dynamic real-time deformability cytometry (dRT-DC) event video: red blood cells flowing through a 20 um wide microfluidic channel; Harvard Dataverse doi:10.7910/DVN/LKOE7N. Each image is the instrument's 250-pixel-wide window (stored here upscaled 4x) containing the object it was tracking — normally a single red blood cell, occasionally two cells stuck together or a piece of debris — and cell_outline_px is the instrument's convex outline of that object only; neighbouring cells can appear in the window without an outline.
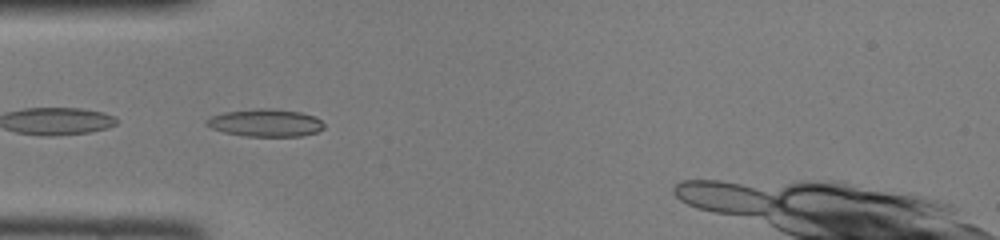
{"species": "common noctule bat (a hibernating species)", "species_latin": "Nyctalus noctula", "temperature_condition": "room temperature", "stored_images_in_passage": 30, "camera_frame_rate_fps": 3000, "um_per_image_px": 0.085, "animal": {"sex": "female", "body_mass_g": 22.0, "forearm_length_mm": 56.7}, "frame": {"image": 1, "passage_image": 1, "time_ms": 0.0, "image_size_px": [1000, 240], "cell_outline_px": [[324, 128], [316, 132], [300, 136], [244, 136], [224, 132], [212, 128], [204, 124], [204, 120], [212, 116], [224, 112], [256, 108], [276, 108], [300, 112], [312, 116], [320, 120], [324, 124]], "centroid_in_image_um": [22.53, 10.43], "position_along_channel_um": 62.5, "area_um2": 18.9}}
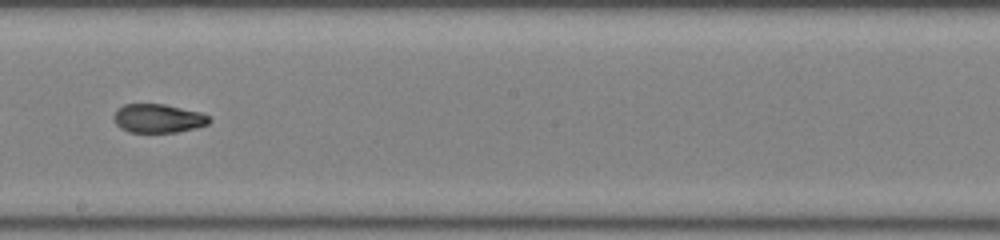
{"frame": {"image": 2, "passage_image": 13, "time_ms": 4.0, "image_size_px": [1000, 240], "cell_outline_px": [[212, 120], [208, 124], [196, 128], [176, 132], [128, 132], [120, 128], [116, 124], [112, 116], [124, 104], [164, 104], [200, 112], [208, 116]], "centroid_in_image_um": [13.44, 10.07], "position_along_channel_um": 234.8, "area_um2": 15.95}}
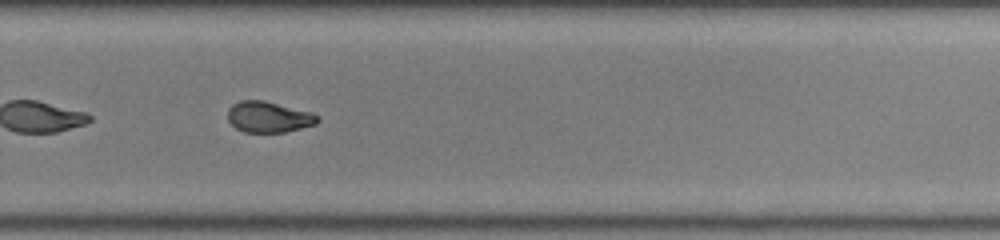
{"frame": {"image": 3, "passage_image": 18, "time_ms": 5.667, "image_size_px": [1000, 240], "cell_outline_px": [[320, 120], [316, 124], [284, 132], [244, 132], [236, 128], [228, 120], [228, 108], [232, 104], [240, 100], [264, 100], [312, 112], [320, 116]], "centroid_in_image_um": [22.84, 9.93], "position_along_channel_um": 307.0, "area_um2": 16.3}}